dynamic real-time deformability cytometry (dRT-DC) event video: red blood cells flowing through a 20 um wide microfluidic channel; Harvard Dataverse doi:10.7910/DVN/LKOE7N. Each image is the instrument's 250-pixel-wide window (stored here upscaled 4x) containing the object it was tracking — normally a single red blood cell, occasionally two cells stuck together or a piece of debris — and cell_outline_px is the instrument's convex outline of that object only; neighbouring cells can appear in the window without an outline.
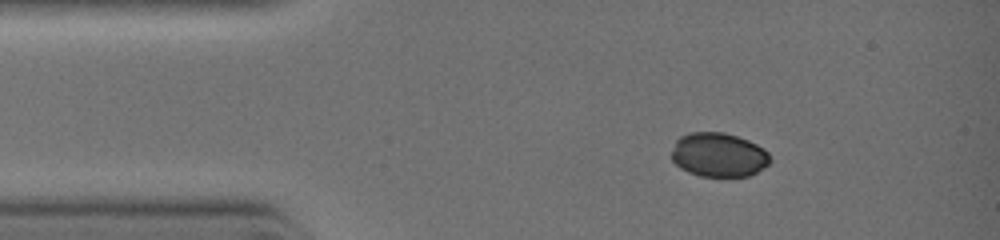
{"species": "common noctule bat (a hibernating species)", "species_latin": "Nyctalus noctula", "temperature_condition": "warm", "stored_images_in_passage": 6, "camera_frame_rate_fps": 3000, "um_per_image_px": 0.085, "animal": {"sex": "female", "body_mass_g": 19.0, "forearm_length_mm": 51.5}, "frame": {"image": 1, "passage_image": 1, "time_ms": 0.0, "image_size_px": [1000, 240], "cell_outline_px": [[768, 164], [756, 172], [748, 176], [700, 176], [688, 172], [680, 168], [672, 160], [672, 152], [676, 140], [680, 136], [692, 132], [724, 132], [748, 140], [756, 144], [768, 152]], "centroid_in_image_um": [61.05, 13.16], "position_along_channel_um": 24.0, "area_um2": 25.09}}
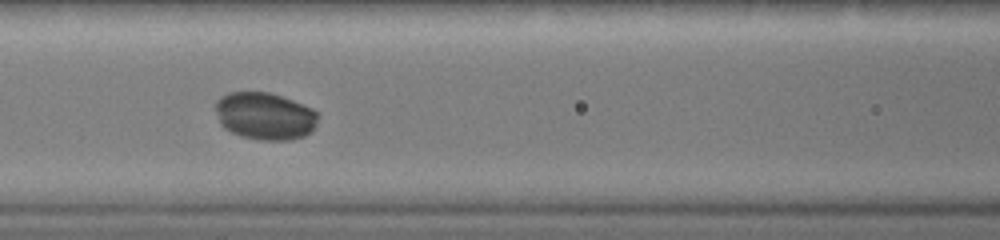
{"frame": {"image": 2, "passage_image": 5, "time_ms": 3.0, "image_size_px": [1000, 240], "cell_outline_px": [[320, 116], [316, 124], [304, 136], [292, 140], [260, 140], [240, 136], [224, 128], [220, 124], [216, 108], [216, 100], [220, 96], [228, 92], [268, 92], [292, 100], [312, 108]], "centroid_in_image_um": [22.5, 9.86], "position_along_channel_um": 144.1, "area_um2": 28.26}}
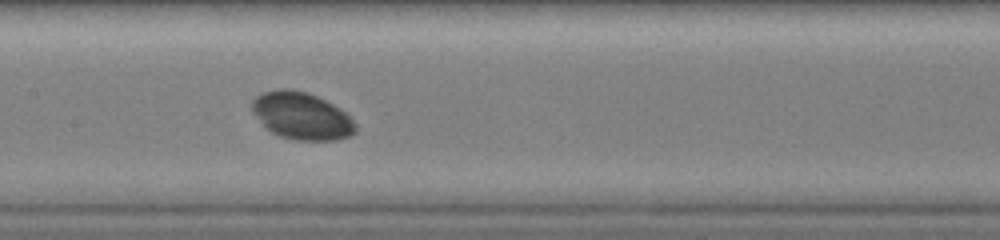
{"frame": {"image": 3, "passage_image": 6, "time_ms": 3.667, "image_size_px": [1000, 240], "cell_outline_px": [[356, 132], [352, 136], [336, 140], [296, 140], [280, 136], [272, 132], [260, 120], [252, 108], [252, 100], [260, 92], [280, 88], [292, 88], [308, 92], [340, 108], [356, 124]], "centroid_in_image_um": [25.66, 9.84], "position_along_channel_um": 181.7, "area_um2": 28.38}}